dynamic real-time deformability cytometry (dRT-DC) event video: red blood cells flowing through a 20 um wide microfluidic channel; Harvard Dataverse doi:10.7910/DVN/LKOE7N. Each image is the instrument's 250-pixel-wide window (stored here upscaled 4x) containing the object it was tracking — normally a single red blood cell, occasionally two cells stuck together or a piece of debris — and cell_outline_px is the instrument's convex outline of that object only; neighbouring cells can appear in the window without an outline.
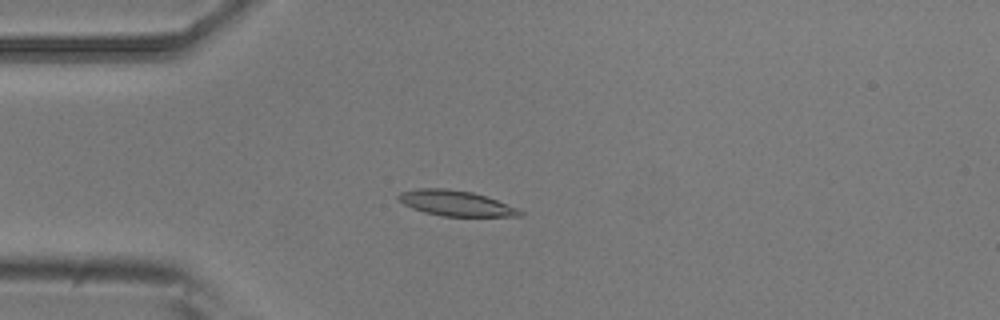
{"species": "common noctule bat (a hibernating species)", "species_latin": "Nyctalus noctula", "temperature_condition": "room temperature", "stored_images_in_passage": 5, "camera_frame_rate_fps": 3000, "um_per_image_px": 0.085, "animal": {"sex": "male", "body_mass_g": 20.5, "forearm_length_mm": 52.5}, "frame": {"image": 1, "passage_image": 4, "time_ms": 1.0, "image_size_px": [1000, 320], "cell_outline_px": [[524, 216], [440, 216], [424, 212], [412, 208], [396, 200], [396, 196], [400, 192], [416, 188], [448, 188], [472, 192], [496, 200], [516, 208], [524, 212]], "centroid_in_image_um": [38.67, 17.27], "position_along_channel_um": 46.3, "area_um2": 18.03}}